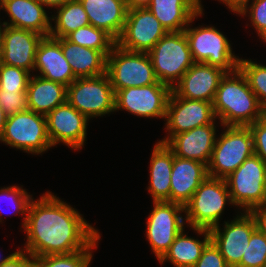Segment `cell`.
Returning a JSON list of instances; mask_svg holds the SVG:
<instances>
[{"instance_id": "cell-1", "label": "cell", "mask_w": 266, "mask_h": 267, "mask_svg": "<svg viewBox=\"0 0 266 267\" xmlns=\"http://www.w3.org/2000/svg\"><path fill=\"white\" fill-rule=\"evenodd\" d=\"M23 229L27 241L22 250L34 258L95 249L100 240L82 214L48 191L30 201Z\"/></svg>"}, {"instance_id": "cell-2", "label": "cell", "mask_w": 266, "mask_h": 267, "mask_svg": "<svg viewBox=\"0 0 266 267\" xmlns=\"http://www.w3.org/2000/svg\"><path fill=\"white\" fill-rule=\"evenodd\" d=\"M212 104L222 126H249L266 114L239 68L222 77Z\"/></svg>"}, {"instance_id": "cell-3", "label": "cell", "mask_w": 266, "mask_h": 267, "mask_svg": "<svg viewBox=\"0 0 266 267\" xmlns=\"http://www.w3.org/2000/svg\"><path fill=\"white\" fill-rule=\"evenodd\" d=\"M228 203L233 206L225 179L208 176L184 206L185 222L191 228L210 230L219 225Z\"/></svg>"}, {"instance_id": "cell-4", "label": "cell", "mask_w": 266, "mask_h": 267, "mask_svg": "<svg viewBox=\"0 0 266 267\" xmlns=\"http://www.w3.org/2000/svg\"><path fill=\"white\" fill-rule=\"evenodd\" d=\"M203 15V8L191 19L184 33L188 39L194 62H202L233 72L238 68L240 58L234 55L231 44L215 26L190 28L198 16Z\"/></svg>"}, {"instance_id": "cell-5", "label": "cell", "mask_w": 266, "mask_h": 267, "mask_svg": "<svg viewBox=\"0 0 266 267\" xmlns=\"http://www.w3.org/2000/svg\"><path fill=\"white\" fill-rule=\"evenodd\" d=\"M148 54L159 82L171 88L195 63L184 31L167 32Z\"/></svg>"}, {"instance_id": "cell-6", "label": "cell", "mask_w": 266, "mask_h": 267, "mask_svg": "<svg viewBox=\"0 0 266 267\" xmlns=\"http://www.w3.org/2000/svg\"><path fill=\"white\" fill-rule=\"evenodd\" d=\"M216 138L208 164V175L225 179L248 157L254 154L253 136L249 126H223Z\"/></svg>"}, {"instance_id": "cell-7", "label": "cell", "mask_w": 266, "mask_h": 267, "mask_svg": "<svg viewBox=\"0 0 266 267\" xmlns=\"http://www.w3.org/2000/svg\"><path fill=\"white\" fill-rule=\"evenodd\" d=\"M106 73L110 78L114 93L128 87L161 83L155 75L147 52L129 51L117 44L107 56Z\"/></svg>"}, {"instance_id": "cell-8", "label": "cell", "mask_w": 266, "mask_h": 267, "mask_svg": "<svg viewBox=\"0 0 266 267\" xmlns=\"http://www.w3.org/2000/svg\"><path fill=\"white\" fill-rule=\"evenodd\" d=\"M233 206L243 212L262 205L266 196V163L256 154L225 178Z\"/></svg>"}, {"instance_id": "cell-9", "label": "cell", "mask_w": 266, "mask_h": 267, "mask_svg": "<svg viewBox=\"0 0 266 267\" xmlns=\"http://www.w3.org/2000/svg\"><path fill=\"white\" fill-rule=\"evenodd\" d=\"M67 102L89 120L114 112L115 93L108 74L76 78L67 87Z\"/></svg>"}, {"instance_id": "cell-10", "label": "cell", "mask_w": 266, "mask_h": 267, "mask_svg": "<svg viewBox=\"0 0 266 267\" xmlns=\"http://www.w3.org/2000/svg\"><path fill=\"white\" fill-rule=\"evenodd\" d=\"M2 142L31 154H41L52 147L46 117L32 110L7 116Z\"/></svg>"}, {"instance_id": "cell-11", "label": "cell", "mask_w": 266, "mask_h": 267, "mask_svg": "<svg viewBox=\"0 0 266 267\" xmlns=\"http://www.w3.org/2000/svg\"><path fill=\"white\" fill-rule=\"evenodd\" d=\"M183 212L184 206L180 204L168 201L153 202V209L146 222V237L158 261L185 228V218L181 215Z\"/></svg>"}, {"instance_id": "cell-12", "label": "cell", "mask_w": 266, "mask_h": 267, "mask_svg": "<svg viewBox=\"0 0 266 267\" xmlns=\"http://www.w3.org/2000/svg\"><path fill=\"white\" fill-rule=\"evenodd\" d=\"M171 92L172 88L164 83L118 90L115 93V111L122 109L140 118L165 119Z\"/></svg>"}, {"instance_id": "cell-13", "label": "cell", "mask_w": 266, "mask_h": 267, "mask_svg": "<svg viewBox=\"0 0 266 267\" xmlns=\"http://www.w3.org/2000/svg\"><path fill=\"white\" fill-rule=\"evenodd\" d=\"M216 119L211 102L181 98L172 91L165 117L166 132L169 134L159 142L166 144L174 135L209 125Z\"/></svg>"}, {"instance_id": "cell-14", "label": "cell", "mask_w": 266, "mask_h": 267, "mask_svg": "<svg viewBox=\"0 0 266 267\" xmlns=\"http://www.w3.org/2000/svg\"><path fill=\"white\" fill-rule=\"evenodd\" d=\"M167 33L158 19L147 8L128 10L125 25L116 44L129 51L149 52Z\"/></svg>"}, {"instance_id": "cell-15", "label": "cell", "mask_w": 266, "mask_h": 267, "mask_svg": "<svg viewBox=\"0 0 266 267\" xmlns=\"http://www.w3.org/2000/svg\"><path fill=\"white\" fill-rule=\"evenodd\" d=\"M240 214L230 222L225 221L223 229L220 224L210 229L211 240L230 267H236L241 262L250 237L257 229L254 217L249 212L240 211Z\"/></svg>"}, {"instance_id": "cell-16", "label": "cell", "mask_w": 266, "mask_h": 267, "mask_svg": "<svg viewBox=\"0 0 266 267\" xmlns=\"http://www.w3.org/2000/svg\"><path fill=\"white\" fill-rule=\"evenodd\" d=\"M47 133L52 147L64 143L72 150L83 148L89 121L67 101L46 116Z\"/></svg>"}, {"instance_id": "cell-17", "label": "cell", "mask_w": 266, "mask_h": 267, "mask_svg": "<svg viewBox=\"0 0 266 267\" xmlns=\"http://www.w3.org/2000/svg\"><path fill=\"white\" fill-rule=\"evenodd\" d=\"M225 74L222 68L195 62L172 91L181 98L213 103L220 80Z\"/></svg>"}, {"instance_id": "cell-18", "label": "cell", "mask_w": 266, "mask_h": 267, "mask_svg": "<svg viewBox=\"0 0 266 267\" xmlns=\"http://www.w3.org/2000/svg\"><path fill=\"white\" fill-rule=\"evenodd\" d=\"M44 36L31 30L5 26L2 64L34 71L36 50Z\"/></svg>"}, {"instance_id": "cell-19", "label": "cell", "mask_w": 266, "mask_h": 267, "mask_svg": "<svg viewBox=\"0 0 266 267\" xmlns=\"http://www.w3.org/2000/svg\"><path fill=\"white\" fill-rule=\"evenodd\" d=\"M215 121L174 135L166 145L175 156L202 162L208 166L217 138Z\"/></svg>"}, {"instance_id": "cell-20", "label": "cell", "mask_w": 266, "mask_h": 267, "mask_svg": "<svg viewBox=\"0 0 266 267\" xmlns=\"http://www.w3.org/2000/svg\"><path fill=\"white\" fill-rule=\"evenodd\" d=\"M208 176L206 164L174 156L170 177V202L185 206Z\"/></svg>"}, {"instance_id": "cell-21", "label": "cell", "mask_w": 266, "mask_h": 267, "mask_svg": "<svg viewBox=\"0 0 266 267\" xmlns=\"http://www.w3.org/2000/svg\"><path fill=\"white\" fill-rule=\"evenodd\" d=\"M45 79L68 87L75 79L71 67L63 55L60 38L43 37L36 50L34 71Z\"/></svg>"}, {"instance_id": "cell-22", "label": "cell", "mask_w": 266, "mask_h": 267, "mask_svg": "<svg viewBox=\"0 0 266 267\" xmlns=\"http://www.w3.org/2000/svg\"><path fill=\"white\" fill-rule=\"evenodd\" d=\"M0 9L5 10L10 17L3 23L7 26L31 30L47 37L51 31V18L45 7L35 0H2Z\"/></svg>"}, {"instance_id": "cell-23", "label": "cell", "mask_w": 266, "mask_h": 267, "mask_svg": "<svg viewBox=\"0 0 266 267\" xmlns=\"http://www.w3.org/2000/svg\"><path fill=\"white\" fill-rule=\"evenodd\" d=\"M90 24L117 40L124 28L128 8L125 0H79Z\"/></svg>"}, {"instance_id": "cell-24", "label": "cell", "mask_w": 266, "mask_h": 267, "mask_svg": "<svg viewBox=\"0 0 266 267\" xmlns=\"http://www.w3.org/2000/svg\"><path fill=\"white\" fill-rule=\"evenodd\" d=\"M147 8L167 32H180L203 6L201 0H151Z\"/></svg>"}, {"instance_id": "cell-25", "label": "cell", "mask_w": 266, "mask_h": 267, "mask_svg": "<svg viewBox=\"0 0 266 267\" xmlns=\"http://www.w3.org/2000/svg\"><path fill=\"white\" fill-rule=\"evenodd\" d=\"M60 46L76 78L96 77L106 73L107 56L102 51L86 48L60 38Z\"/></svg>"}, {"instance_id": "cell-26", "label": "cell", "mask_w": 266, "mask_h": 267, "mask_svg": "<svg viewBox=\"0 0 266 267\" xmlns=\"http://www.w3.org/2000/svg\"><path fill=\"white\" fill-rule=\"evenodd\" d=\"M173 151L164 143L157 142L150 159L148 192L153 202H170V177L174 161Z\"/></svg>"}, {"instance_id": "cell-27", "label": "cell", "mask_w": 266, "mask_h": 267, "mask_svg": "<svg viewBox=\"0 0 266 267\" xmlns=\"http://www.w3.org/2000/svg\"><path fill=\"white\" fill-rule=\"evenodd\" d=\"M28 109L46 116L67 101V87L41 76L32 75L27 87Z\"/></svg>"}, {"instance_id": "cell-28", "label": "cell", "mask_w": 266, "mask_h": 267, "mask_svg": "<svg viewBox=\"0 0 266 267\" xmlns=\"http://www.w3.org/2000/svg\"><path fill=\"white\" fill-rule=\"evenodd\" d=\"M183 228L176 236L174 242L170 245L169 250L159 260L160 264L171 262L174 267H194L199 260L201 253L206 244L211 240L209 229L192 228L198 235H203V240L189 237L184 233Z\"/></svg>"}, {"instance_id": "cell-29", "label": "cell", "mask_w": 266, "mask_h": 267, "mask_svg": "<svg viewBox=\"0 0 266 267\" xmlns=\"http://www.w3.org/2000/svg\"><path fill=\"white\" fill-rule=\"evenodd\" d=\"M57 14L52 15L50 35L52 38H66L70 33L80 27L90 24L88 15L79 0L67 1L64 5L56 8Z\"/></svg>"}, {"instance_id": "cell-30", "label": "cell", "mask_w": 266, "mask_h": 267, "mask_svg": "<svg viewBox=\"0 0 266 267\" xmlns=\"http://www.w3.org/2000/svg\"><path fill=\"white\" fill-rule=\"evenodd\" d=\"M69 41L80 46L102 51L108 56L116 44V40L105 30L91 24L80 27L66 37Z\"/></svg>"}, {"instance_id": "cell-31", "label": "cell", "mask_w": 266, "mask_h": 267, "mask_svg": "<svg viewBox=\"0 0 266 267\" xmlns=\"http://www.w3.org/2000/svg\"><path fill=\"white\" fill-rule=\"evenodd\" d=\"M238 68L244 74L250 89L257 96L261 107L266 111V66L240 58Z\"/></svg>"}, {"instance_id": "cell-32", "label": "cell", "mask_w": 266, "mask_h": 267, "mask_svg": "<svg viewBox=\"0 0 266 267\" xmlns=\"http://www.w3.org/2000/svg\"><path fill=\"white\" fill-rule=\"evenodd\" d=\"M93 249H84L70 254L47 255L35 258V267H89Z\"/></svg>"}, {"instance_id": "cell-33", "label": "cell", "mask_w": 266, "mask_h": 267, "mask_svg": "<svg viewBox=\"0 0 266 267\" xmlns=\"http://www.w3.org/2000/svg\"><path fill=\"white\" fill-rule=\"evenodd\" d=\"M236 267H266V235L256 229Z\"/></svg>"}, {"instance_id": "cell-34", "label": "cell", "mask_w": 266, "mask_h": 267, "mask_svg": "<svg viewBox=\"0 0 266 267\" xmlns=\"http://www.w3.org/2000/svg\"><path fill=\"white\" fill-rule=\"evenodd\" d=\"M32 73L6 64H0V89L26 92Z\"/></svg>"}, {"instance_id": "cell-35", "label": "cell", "mask_w": 266, "mask_h": 267, "mask_svg": "<svg viewBox=\"0 0 266 267\" xmlns=\"http://www.w3.org/2000/svg\"><path fill=\"white\" fill-rule=\"evenodd\" d=\"M3 200L4 202L8 201L10 207L14 208L15 212L13 213H16V214L21 213L22 216L25 214L23 218L22 227H21L23 228L26 222V215H27L30 201L32 200V195L28 194L26 189H23L22 187H19V186H7L4 188L1 187L0 201L3 202ZM2 211L3 210H1L0 208V222L3 221L2 215H1Z\"/></svg>"}, {"instance_id": "cell-36", "label": "cell", "mask_w": 266, "mask_h": 267, "mask_svg": "<svg viewBox=\"0 0 266 267\" xmlns=\"http://www.w3.org/2000/svg\"><path fill=\"white\" fill-rule=\"evenodd\" d=\"M238 15L247 16L256 33L266 43V0H251ZM249 6V7H248Z\"/></svg>"}, {"instance_id": "cell-37", "label": "cell", "mask_w": 266, "mask_h": 267, "mask_svg": "<svg viewBox=\"0 0 266 267\" xmlns=\"http://www.w3.org/2000/svg\"><path fill=\"white\" fill-rule=\"evenodd\" d=\"M0 107L7 116L27 111V93L0 89Z\"/></svg>"}, {"instance_id": "cell-38", "label": "cell", "mask_w": 266, "mask_h": 267, "mask_svg": "<svg viewBox=\"0 0 266 267\" xmlns=\"http://www.w3.org/2000/svg\"><path fill=\"white\" fill-rule=\"evenodd\" d=\"M194 267H230L218 247L210 240L204 247Z\"/></svg>"}, {"instance_id": "cell-39", "label": "cell", "mask_w": 266, "mask_h": 267, "mask_svg": "<svg viewBox=\"0 0 266 267\" xmlns=\"http://www.w3.org/2000/svg\"><path fill=\"white\" fill-rule=\"evenodd\" d=\"M249 128L253 136L254 154L266 163V114Z\"/></svg>"}, {"instance_id": "cell-40", "label": "cell", "mask_w": 266, "mask_h": 267, "mask_svg": "<svg viewBox=\"0 0 266 267\" xmlns=\"http://www.w3.org/2000/svg\"><path fill=\"white\" fill-rule=\"evenodd\" d=\"M0 267H35V258L22 249L12 253V255Z\"/></svg>"}, {"instance_id": "cell-41", "label": "cell", "mask_w": 266, "mask_h": 267, "mask_svg": "<svg viewBox=\"0 0 266 267\" xmlns=\"http://www.w3.org/2000/svg\"><path fill=\"white\" fill-rule=\"evenodd\" d=\"M249 213L254 217L256 228L266 235V208L262 205L255 206Z\"/></svg>"}, {"instance_id": "cell-42", "label": "cell", "mask_w": 266, "mask_h": 267, "mask_svg": "<svg viewBox=\"0 0 266 267\" xmlns=\"http://www.w3.org/2000/svg\"><path fill=\"white\" fill-rule=\"evenodd\" d=\"M219 2H223L228 8L234 12V14H238L246 5L249 4L250 0H218Z\"/></svg>"}, {"instance_id": "cell-43", "label": "cell", "mask_w": 266, "mask_h": 267, "mask_svg": "<svg viewBox=\"0 0 266 267\" xmlns=\"http://www.w3.org/2000/svg\"><path fill=\"white\" fill-rule=\"evenodd\" d=\"M128 10L133 8H145L151 0H125Z\"/></svg>"}, {"instance_id": "cell-44", "label": "cell", "mask_w": 266, "mask_h": 267, "mask_svg": "<svg viewBox=\"0 0 266 267\" xmlns=\"http://www.w3.org/2000/svg\"><path fill=\"white\" fill-rule=\"evenodd\" d=\"M36 2H38L39 4H42L44 6H46L47 8H59L62 5H64L67 1L70 0H35Z\"/></svg>"}, {"instance_id": "cell-45", "label": "cell", "mask_w": 266, "mask_h": 267, "mask_svg": "<svg viewBox=\"0 0 266 267\" xmlns=\"http://www.w3.org/2000/svg\"><path fill=\"white\" fill-rule=\"evenodd\" d=\"M7 120V115L4 110L0 107V142H2L4 135V128Z\"/></svg>"}, {"instance_id": "cell-46", "label": "cell", "mask_w": 266, "mask_h": 267, "mask_svg": "<svg viewBox=\"0 0 266 267\" xmlns=\"http://www.w3.org/2000/svg\"><path fill=\"white\" fill-rule=\"evenodd\" d=\"M5 24L0 22V64L3 59V42H4V34H5Z\"/></svg>"}, {"instance_id": "cell-47", "label": "cell", "mask_w": 266, "mask_h": 267, "mask_svg": "<svg viewBox=\"0 0 266 267\" xmlns=\"http://www.w3.org/2000/svg\"><path fill=\"white\" fill-rule=\"evenodd\" d=\"M11 255L12 254L6 256L5 258L4 257L1 258V255H0V264L3 263V262H5Z\"/></svg>"}, {"instance_id": "cell-48", "label": "cell", "mask_w": 266, "mask_h": 267, "mask_svg": "<svg viewBox=\"0 0 266 267\" xmlns=\"http://www.w3.org/2000/svg\"><path fill=\"white\" fill-rule=\"evenodd\" d=\"M262 206H264L266 208V196H265V200H264V203L262 204Z\"/></svg>"}]
</instances>
